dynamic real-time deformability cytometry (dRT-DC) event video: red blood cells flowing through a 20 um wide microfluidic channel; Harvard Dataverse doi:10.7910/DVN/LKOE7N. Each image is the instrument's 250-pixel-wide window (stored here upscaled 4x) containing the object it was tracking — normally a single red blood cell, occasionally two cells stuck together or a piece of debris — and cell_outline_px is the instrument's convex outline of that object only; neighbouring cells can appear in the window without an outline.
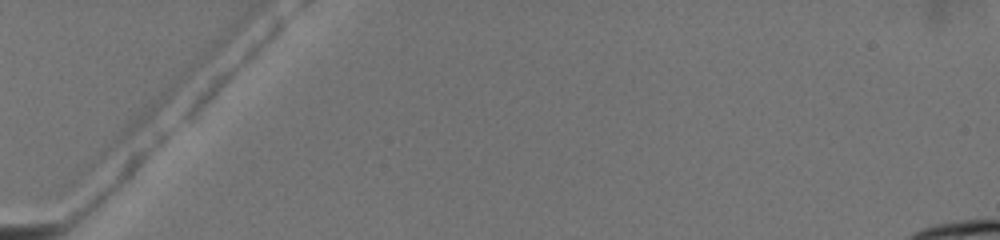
{"species": "common noctule bat (a hibernating species)", "species_latin": "Nyctalus noctula", "temperature_condition": "warm", "stored_images_in_passage": 4, "camera_frame_rate_fps": 3000, "um_per_image_px": 0.085, "animal": {"sex": "female", "body_mass_g": 19.5, "forearm_length_mm": 54.1}, "frame": {"image": 1, "passage_image": 1, "time_ms": 0.0, "image_size_px": [1000, 240], "cell_outline_px": [[284, 24], [276, 36], [192, 120], [188, 120], [184, 116], [192, 104], [208, 84], [212, 80], [280, 20], [284, 20]], "centroid_in_image_um": [19.69, 6.12], "position_along_channel_um": 65.3, "area_um2": 11.21}}